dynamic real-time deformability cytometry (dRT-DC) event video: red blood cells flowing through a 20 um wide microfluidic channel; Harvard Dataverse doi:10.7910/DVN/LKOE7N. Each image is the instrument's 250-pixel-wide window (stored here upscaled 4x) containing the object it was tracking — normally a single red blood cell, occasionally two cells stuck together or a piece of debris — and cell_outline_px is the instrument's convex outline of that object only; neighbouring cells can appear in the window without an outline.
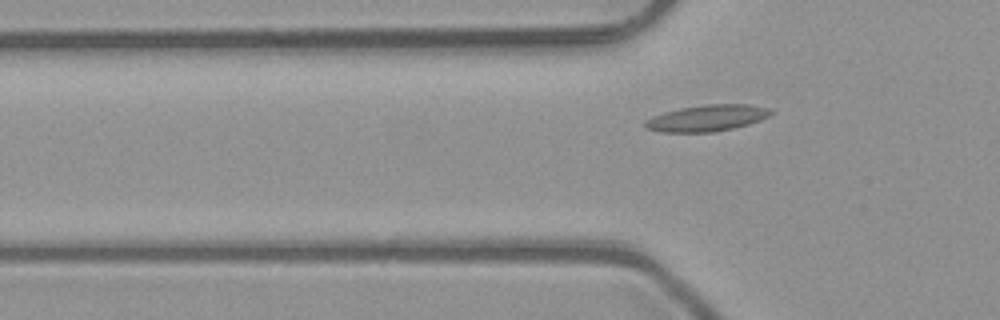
{"species": "common noctule bat (a hibernating species)", "species_latin": "Nyctalus noctula", "temperature_condition": "room temperature", "stored_images_in_passage": 6, "segment_of_instrument_passage": [2, 2], "camera_frame_rate_fps": 3000, "um_per_image_px": 0.085, "animal": {"sex": "male", "body_mass_g": 23.1, "forearm_length_mm": 52.7}, "frame": {"image": 1, "passage_image": 6, "time_ms": 1.667, "image_size_px": [1000, 320], "cell_outline_px": [[776, 112], [760, 120], [748, 124], [716, 132], [660, 132], [644, 128], [644, 120], [652, 116], [664, 112], [680, 108], [708, 104], [748, 104], [772, 108]], "centroid_in_image_um": [60.1, 10.03], "position_along_channel_um": 65.7, "area_um2": 19.54}}